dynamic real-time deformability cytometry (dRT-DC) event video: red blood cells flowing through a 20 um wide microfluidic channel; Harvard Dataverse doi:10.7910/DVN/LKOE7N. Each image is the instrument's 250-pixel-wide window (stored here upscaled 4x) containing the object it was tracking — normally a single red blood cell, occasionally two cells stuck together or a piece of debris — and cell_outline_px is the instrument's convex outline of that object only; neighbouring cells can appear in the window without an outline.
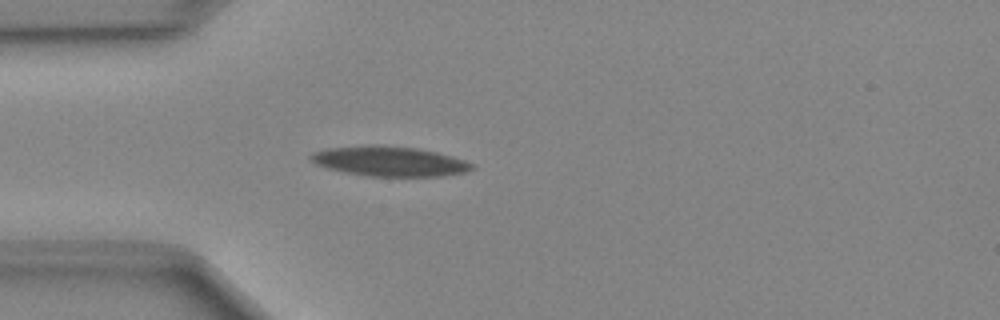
{"species": "Egyptian fruit bat (a non-hibernating species)", "species_latin": "Rousettus aegyptiacus", "temperature_condition": "cold", "stored_images_in_passage": 44, "camera_frame_rate_fps": 3000, "um_per_image_px": 0.085, "animal": {"sex": "female"}, "frame": {"image": 1, "passage_image": 13, "time_ms": 4.0, "image_size_px": [1000, 320], "cell_outline_px": [[476, 168], [468, 172], [440, 176], [368, 176], [344, 172], [328, 168], [316, 164], [308, 156], [312, 152], [328, 148], [364, 144], [380, 144], [416, 148], [436, 152], [452, 156], [476, 164]], "centroid_in_image_um": [33.13, 13.69], "position_along_channel_um": 51.9, "area_um2": 28.44}}
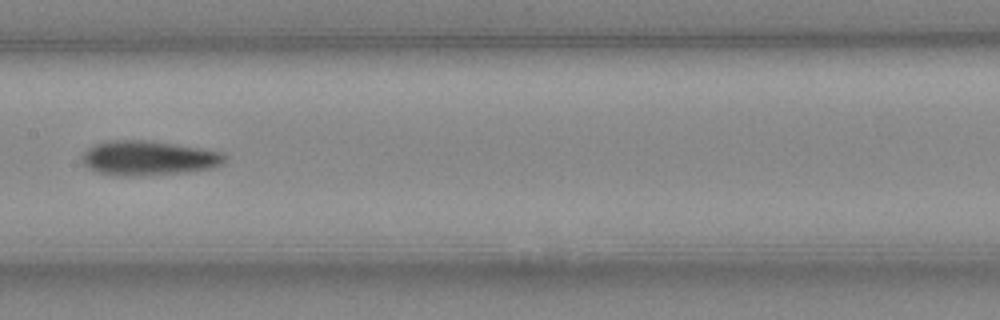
{"frame": {"image": 2, "passage_image": 24, "time_ms": 7.667, "image_size_px": [1000, 320], "cell_outline_px": [[228, 156], [224, 164], [212, 168], [188, 172], [132, 176], [120, 176], [96, 172], [88, 168], [80, 160], [80, 156], [88, 148], [96, 144], [108, 140], [152, 140], [224, 152]], "centroid_in_image_um": [12.64, 13.43], "position_along_channel_um": 194.8, "area_um2": 29.19}}
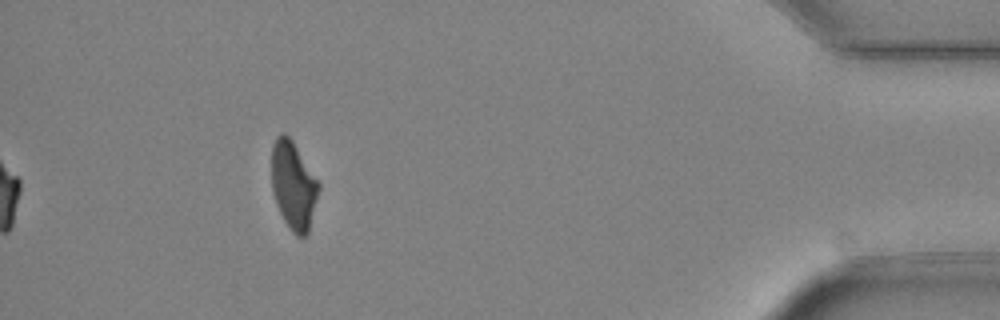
{"frame": {"image": 3, "passage_image": 44, "time_ms": 14.333, "image_size_px": [1000, 320], "cell_outline_px": [[320, 188], [308, 232], [304, 236], [296, 236], [292, 232], [284, 220], [276, 204], [272, 192], [272, 144], [276, 136], [280, 132], [284, 132], [292, 140], [320, 184]], "centroid_in_image_um": [24.93, 15.74], "position_along_channel_um": 410.3, "area_um2": 24.04}}